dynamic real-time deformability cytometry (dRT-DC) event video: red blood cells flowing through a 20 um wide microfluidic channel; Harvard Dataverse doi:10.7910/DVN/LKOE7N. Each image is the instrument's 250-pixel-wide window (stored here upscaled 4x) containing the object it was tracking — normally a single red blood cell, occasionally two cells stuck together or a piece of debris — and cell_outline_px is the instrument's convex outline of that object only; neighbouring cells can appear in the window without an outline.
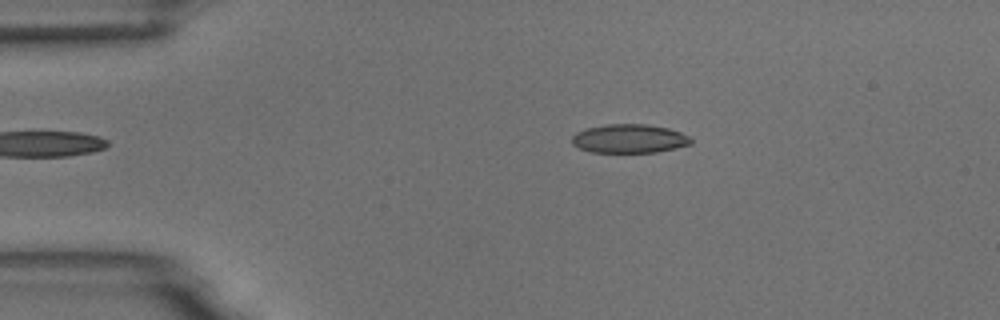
{"species": "common noctule bat (a hibernating species)", "species_latin": "Nyctalus noctula", "temperature_condition": "room temperature", "stored_images_in_passage": 3, "camera_frame_rate_fps": 3000, "um_per_image_px": 0.085, "animal": {"sex": "male", "body_mass_g": 18.8}, "frame": {"image": 1, "passage_image": 3, "time_ms": 2.333, "image_size_px": [1000, 320], "cell_outline_px": [[692, 144], [676, 148], [656, 152], [592, 152], [580, 148], [572, 144], [572, 136], [576, 132], [584, 128], [604, 124], [644, 124], [668, 128], [680, 132], [688, 136], [692, 140]], "centroid_in_image_um": [53.47, 11.78], "position_along_channel_um": 31.5, "area_um2": 20.0}}